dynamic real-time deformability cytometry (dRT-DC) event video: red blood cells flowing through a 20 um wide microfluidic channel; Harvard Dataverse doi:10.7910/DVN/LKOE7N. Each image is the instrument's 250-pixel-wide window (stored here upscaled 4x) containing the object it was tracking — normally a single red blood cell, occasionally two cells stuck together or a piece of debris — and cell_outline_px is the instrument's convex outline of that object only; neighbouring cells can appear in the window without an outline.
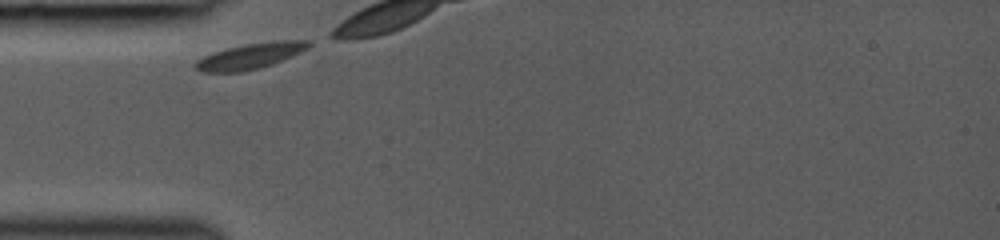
{"species": "common noctule bat (a hibernating species)", "species_latin": "Nyctalus noctula", "temperature_condition": "room temperature", "stored_images_in_passage": 4, "camera_frame_rate_fps": 3000, "um_per_image_px": 0.085, "animal": {"sex": "female", "body_mass_g": 19.0, "forearm_length_mm": 53.3}, "frame": {"image": 1, "passage_image": 1, "time_ms": 0.0, "image_size_px": [1000, 240], "cell_outline_px": [[312, 44], [300, 52], [272, 64], [260, 68], [240, 72], [200, 72], [196, 68], [196, 60], [212, 52], [244, 44], [280, 40], [312, 40]], "centroid_in_image_um": [21.27, 4.76], "position_along_channel_um": 63.7, "area_um2": 16.82}}